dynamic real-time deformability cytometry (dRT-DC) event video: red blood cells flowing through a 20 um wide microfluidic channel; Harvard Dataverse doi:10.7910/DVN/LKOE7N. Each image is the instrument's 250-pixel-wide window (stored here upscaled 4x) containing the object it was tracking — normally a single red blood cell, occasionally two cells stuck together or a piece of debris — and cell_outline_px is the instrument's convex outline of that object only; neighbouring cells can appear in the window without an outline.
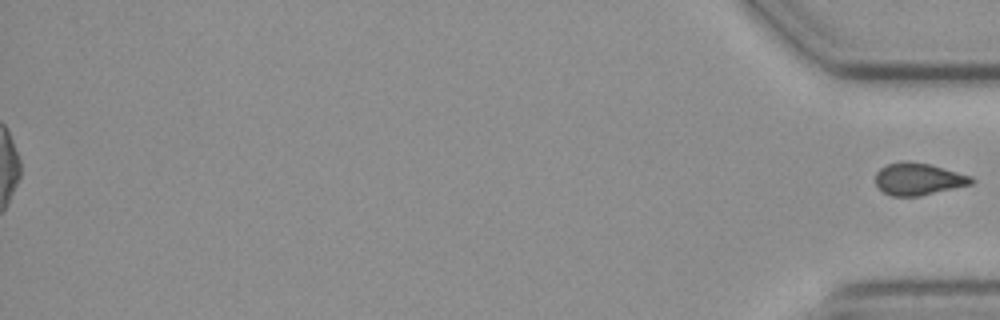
{"species": "common noctule bat (a hibernating species)", "species_latin": "Nyctalus noctula", "temperature_condition": "cold", "stored_images_in_passage": 42, "segment_of_instrument_passage": [2, 2], "camera_frame_rate_fps": 3000, "um_per_image_px": 0.085, "animal": {"sex": "female", "body_mass_g": 19.3, "forearm_length_mm": 54.1}, "frame": {"image": 1, "passage_image": 42, "time_ms": 13.667, "image_size_px": [1000, 320], "cell_outline_px": [[976, 180], [972, 184], [920, 196], [892, 196], [884, 192], [876, 184], [876, 172], [880, 168], [888, 164], [904, 160], [908, 160], [932, 164], [972, 176]], "centroid_in_image_um": [78.09, 15.2], "position_along_channel_um": 357.1, "area_um2": 18.15}}